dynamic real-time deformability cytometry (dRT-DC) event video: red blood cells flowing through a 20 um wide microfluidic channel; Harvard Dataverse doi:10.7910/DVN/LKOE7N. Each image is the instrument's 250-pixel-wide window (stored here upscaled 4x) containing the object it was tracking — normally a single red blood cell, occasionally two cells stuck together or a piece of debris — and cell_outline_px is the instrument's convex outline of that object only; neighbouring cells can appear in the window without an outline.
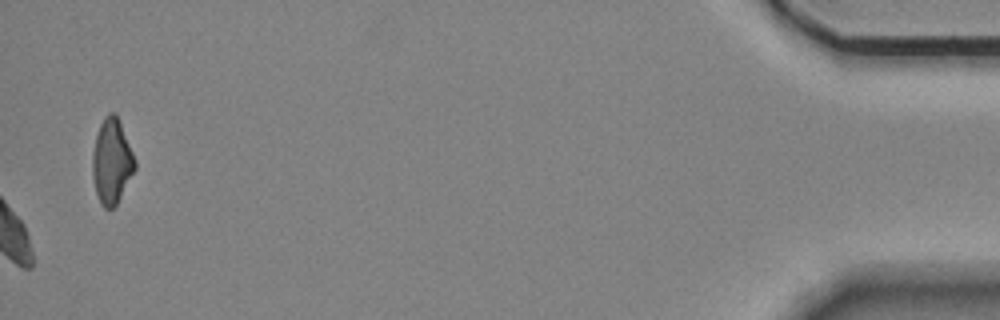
{"species": "Egyptian fruit bat (a non-hibernating species)", "species_latin": "Rousettus aegyptiacus", "temperature_condition": "room temperature", "stored_images_in_passage": 57, "camera_frame_rate_fps": 3000, "um_per_image_px": 0.085, "animal": {"sex": "female"}, "frame": {"image": 1, "passage_image": 57, "time_ms": 18.667, "image_size_px": [1000, 320], "cell_outline_px": [[136, 168], [116, 204], [112, 208], [104, 208], [100, 204], [96, 192], [92, 176], [92, 152], [96, 136], [100, 124], [104, 116], [108, 112], [116, 112], [132, 152], [136, 164]], "centroid_in_image_um": [9.47, 13.69], "position_along_channel_um": 425.7, "area_um2": 20.87}}